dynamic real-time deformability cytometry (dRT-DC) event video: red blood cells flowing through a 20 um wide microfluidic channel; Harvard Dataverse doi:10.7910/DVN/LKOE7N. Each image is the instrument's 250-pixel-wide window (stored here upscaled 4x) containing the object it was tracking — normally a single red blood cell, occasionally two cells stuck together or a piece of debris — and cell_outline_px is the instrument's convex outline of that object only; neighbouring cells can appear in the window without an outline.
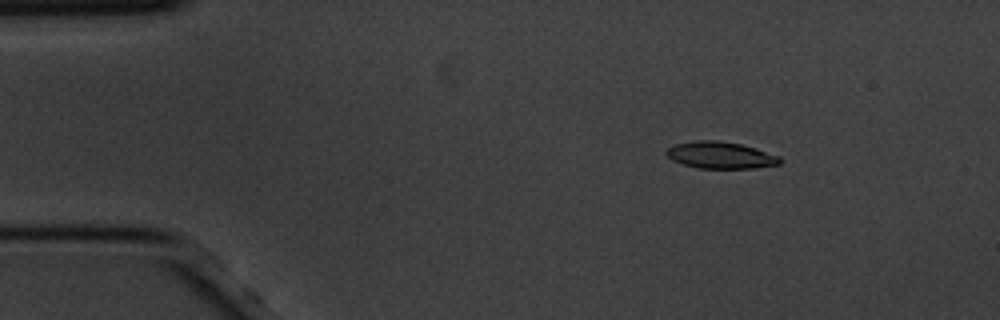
{"species": "common noctule bat (a hibernating species)", "species_latin": "Nyctalus noctula", "temperature_condition": "cold", "stored_images_in_passage": 56, "camera_frame_rate_fps": 3000, "um_per_image_px": 0.085, "animal": {"sex": "male", "body_mass_g": 20.1, "forearm_length_mm": 53.5}, "frame": {"image": 1, "passage_image": 7, "time_ms": 2.0, "image_size_px": [1000, 320], "cell_outline_px": [[784, 160], [780, 164], [752, 168], [700, 168], [684, 164], [672, 160], [664, 152], [668, 148], [676, 144], [696, 140], [720, 140], [740, 144], [756, 148], [780, 156]], "centroid_in_image_um": [61.28, 13.18], "position_along_channel_um": 23.7, "area_um2": 17.74}}
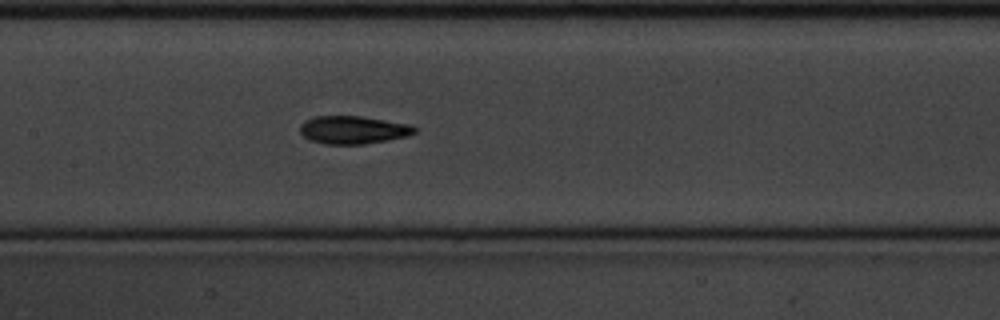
{"frame": {"image": 2, "passage_image": 26, "time_ms": 8.333, "image_size_px": [1000, 320], "cell_outline_px": [[416, 132], [404, 136], [388, 140], [364, 144], [324, 144], [308, 140], [300, 132], [300, 124], [316, 116], [360, 116], [412, 124], [416, 128]], "centroid_in_image_um": [30.01, 11.04], "position_along_channel_um": 177.4, "area_um2": 18.61}}
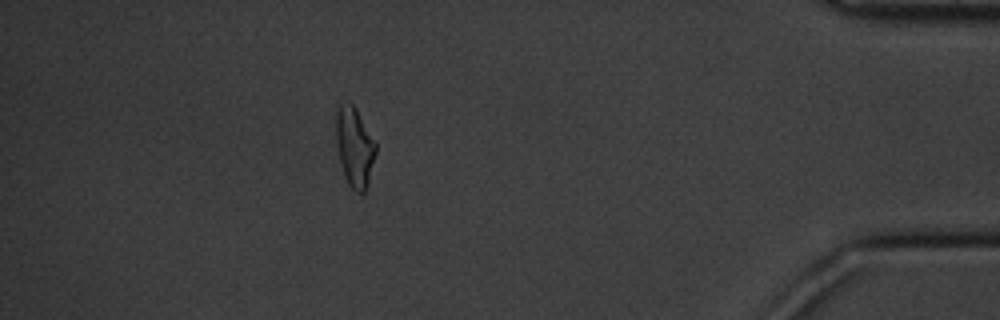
{"frame": {"image": 3, "passage_image": 50, "time_ms": 16.333, "image_size_px": [1000, 320], "cell_outline_px": [[376, 152], [368, 184], [364, 192], [356, 192], [348, 184], [344, 176], [340, 160], [336, 140], [336, 112], [340, 104], [348, 100], [356, 108], [376, 144]], "centroid_in_image_um": [30.13, 12.48], "position_along_channel_um": 405.1, "area_um2": 18.26}, "authors_computed_cell_mechanics": {"area_um2": 18.2359, "velocity_mm_per_s": 3.4544, "shape_relaxation_time_tau1_ms": 4.9609, "shape_relaxation_time_tau2_ms": 5.0841, "deformation_change_tau1": 0.1684, "deformation_change_tau2": 0.1252}}